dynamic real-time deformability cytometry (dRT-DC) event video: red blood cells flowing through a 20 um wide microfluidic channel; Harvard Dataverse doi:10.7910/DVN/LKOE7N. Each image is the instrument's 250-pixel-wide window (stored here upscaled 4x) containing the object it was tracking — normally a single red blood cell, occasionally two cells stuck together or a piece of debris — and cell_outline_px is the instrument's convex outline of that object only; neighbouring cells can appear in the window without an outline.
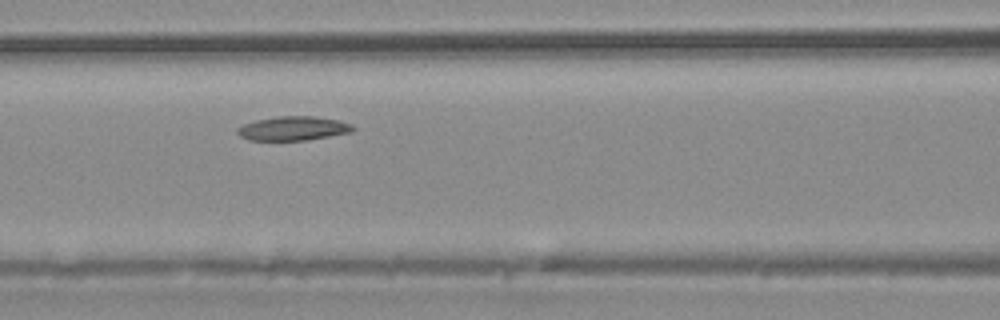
{"species": "common noctule bat (a hibernating species)", "species_latin": "Nyctalus noctula", "temperature_condition": "warm", "stored_images_in_passage": 7, "camera_frame_rate_fps": 3000, "um_per_image_px": 0.085, "animal": {"sex": "male", "body_mass_g": 20.4}, "frame": {"image": 1, "passage_image": 6, "time_ms": 6.333, "image_size_px": [1000, 320], "cell_outline_px": [[356, 128], [352, 132], [304, 140], [248, 140], [240, 136], [236, 132], [236, 128], [244, 124], [256, 120], [276, 116], [312, 116], [340, 120], [352, 124]], "centroid_in_image_um": [24.92, 10.91], "position_along_channel_um": 141.7, "area_um2": 16.24}}
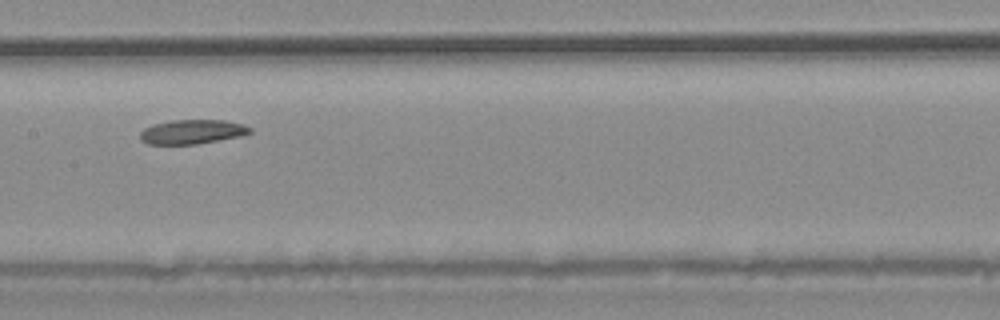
{"frame": {"image": 2, "passage_image": 7, "time_ms": 7.333, "image_size_px": [1000, 320], "cell_outline_px": [[252, 132], [240, 136], [196, 144], [148, 144], [140, 140], [140, 132], [144, 128], [152, 124], [168, 120], [224, 120], [244, 124], [252, 128]], "centroid_in_image_um": [16.31, 11.19], "position_along_channel_um": 191.1, "area_um2": 15.66}}